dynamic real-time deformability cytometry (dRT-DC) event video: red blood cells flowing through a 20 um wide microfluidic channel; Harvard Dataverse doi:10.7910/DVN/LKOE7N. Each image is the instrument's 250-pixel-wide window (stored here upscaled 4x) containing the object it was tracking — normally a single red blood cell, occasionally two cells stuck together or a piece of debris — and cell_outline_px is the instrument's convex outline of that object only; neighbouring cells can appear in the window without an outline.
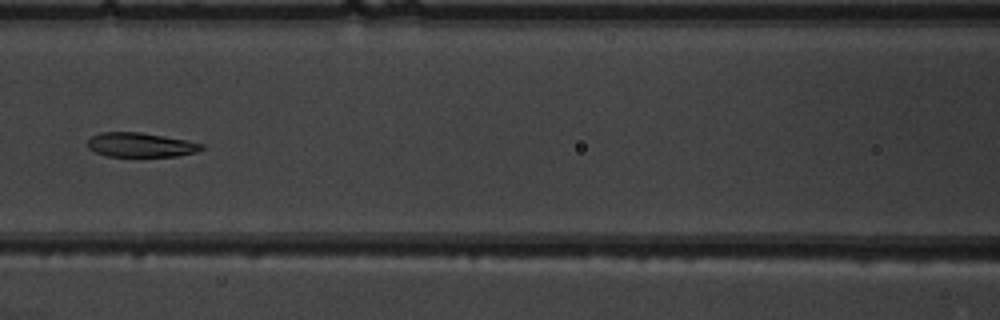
{"species": "common noctule bat (a hibernating species)", "species_latin": "Nyctalus noctula", "temperature_condition": "warm", "stored_images_in_passage": 7, "camera_frame_rate_fps": 3000, "um_per_image_px": 0.085, "animal": {"sex": "male", "body_mass_g": 19.5, "forearm_length_mm": 54.6}, "frame": {"image": 1, "passage_image": 7, "time_ms": 7.667, "image_size_px": [1000, 320], "cell_outline_px": [[204, 148], [196, 152], [176, 156], [108, 156], [96, 152], [88, 148], [88, 140], [92, 136], [100, 132], [140, 132], [188, 140], [204, 144]], "centroid_in_image_um": [11.97, 12.31], "position_along_channel_um": 154.6, "area_um2": 16.13}}